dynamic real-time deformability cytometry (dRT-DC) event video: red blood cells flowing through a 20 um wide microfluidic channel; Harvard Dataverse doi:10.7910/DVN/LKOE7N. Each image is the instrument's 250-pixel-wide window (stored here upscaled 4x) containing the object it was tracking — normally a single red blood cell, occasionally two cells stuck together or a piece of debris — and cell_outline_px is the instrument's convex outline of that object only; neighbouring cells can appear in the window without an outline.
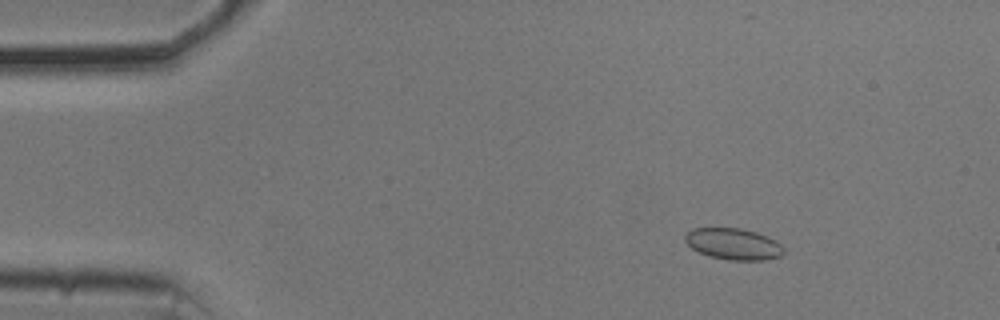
{"species": "common noctule bat (a hibernating species)", "species_latin": "Nyctalus noctula", "temperature_condition": "cold", "stored_images_in_passage": 54, "camera_frame_rate_fps": 3000, "um_per_image_px": 0.085, "animal": {"sex": "male", "body_mass_g": 20.5, "forearm_length_mm": 52.5}, "frame": {"image": 1, "passage_image": 7, "time_ms": 2.0, "image_size_px": [1000, 320], "cell_outline_px": [[784, 252], [780, 256], [764, 260], [728, 260], [712, 256], [700, 252], [692, 248], [684, 240], [684, 236], [692, 228], [740, 228], [756, 232], [768, 236], [776, 240], [784, 248]], "centroid_in_image_um": [62.36, 20.73], "position_along_channel_um": 22.6, "area_um2": 17.98}}
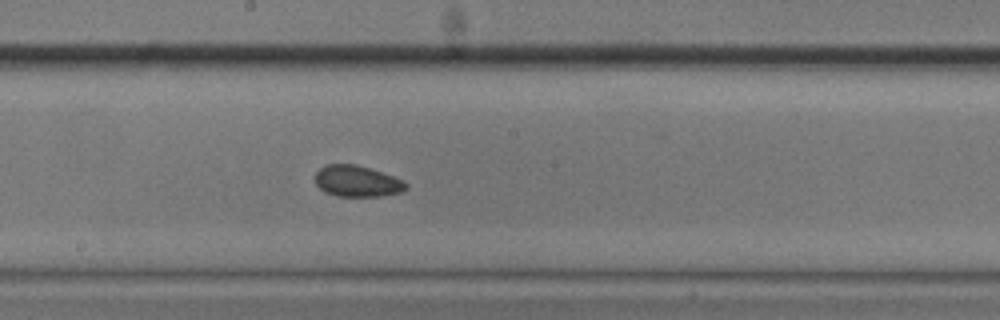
{"frame": {"image": 2, "passage_image": 29, "time_ms": 9.333, "image_size_px": [1000, 320], "cell_outline_px": [[408, 188], [400, 192], [380, 196], [336, 196], [324, 192], [316, 184], [316, 172], [320, 168], [328, 164], [356, 164], [404, 180], [408, 184]], "centroid_in_image_um": [30.35, 15.41], "position_along_channel_um": 217.8, "area_um2": 16.42}}
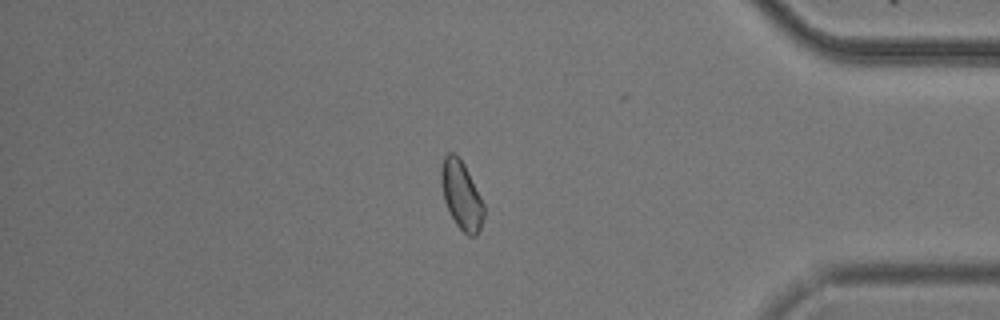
{"frame": {"image": 3, "passage_image": 46, "time_ms": 15.0, "image_size_px": [1000, 320], "cell_outline_px": [[484, 216], [480, 228], [476, 236], [468, 236], [456, 224], [444, 200], [440, 184], [440, 168], [444, 156], [448, 152], [452, 152], [460, 156], [484, 204]], "centroid_in_image_um": [39.2, 16.56], "position_along_channel_um": 396.0, "area_um2": 16.99}, "authors_computed_cell_mechanics": {"area_um2": 17.0221, "velocity_mm_per_s": 3.6704, "shape_relaxation_time_tau1_ms": null, "shape_relaxation_time_tau2_ms": 3.7674, "deformation_change_tau1": null, "deformation_change_tau2": 0.0699}}